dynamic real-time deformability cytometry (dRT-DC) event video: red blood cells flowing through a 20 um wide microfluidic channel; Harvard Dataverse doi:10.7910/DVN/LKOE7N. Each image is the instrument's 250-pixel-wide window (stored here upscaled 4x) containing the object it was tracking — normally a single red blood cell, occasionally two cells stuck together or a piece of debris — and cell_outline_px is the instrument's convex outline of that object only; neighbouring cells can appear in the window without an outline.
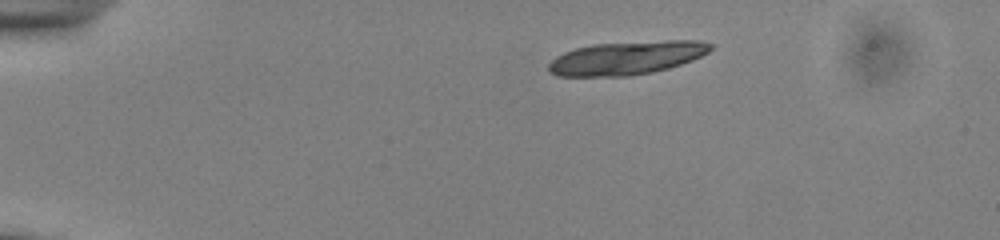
{"species": "common noctule bat (a hibernating species)", "species_latin": "Nyctalus noctula", "temperature_condition": "cold", "stored_images_in_passage": 11, "camera_frame_rate_fps": 3000, "um_per_image_px": 0.085, "animal": {"sex": "male", "body_mass_g": 13.0, "forearm_length_mm": 53.1}, "frame": {"image": 1, "passage_image": 1, "time_ms": 0.0, "image_size_px": [1000, 240], "cell_outline_px": [[712, 48], [708, 52], [692, 60], [668, 68], [652, 72], [628, 76], [556, 76], [548, 72], [548, 64], [556, 56], [564, 52], [576, 48], [592, 44], [668, 40], [700, 40], [712, 44]], "centroid_in_image_um": [53.24, 4.92], "position_along_channel_um": 31.8, "area_um2": 31.56}}